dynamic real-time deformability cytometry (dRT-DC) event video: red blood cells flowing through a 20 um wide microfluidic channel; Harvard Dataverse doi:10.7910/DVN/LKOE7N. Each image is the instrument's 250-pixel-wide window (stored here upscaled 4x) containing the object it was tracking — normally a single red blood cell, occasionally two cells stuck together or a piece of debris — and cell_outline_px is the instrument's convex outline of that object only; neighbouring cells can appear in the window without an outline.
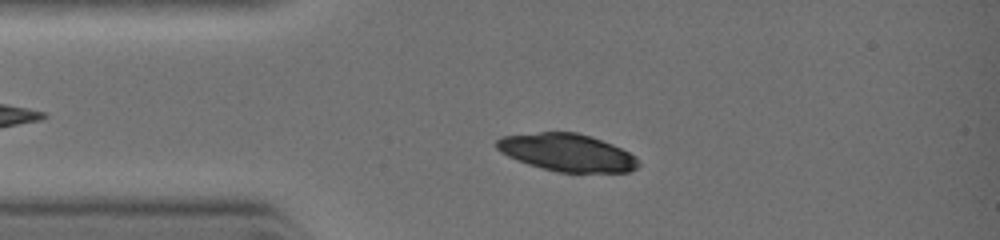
{"species": "common noctule bat (a hibernating species)", "species_latin": "Nyctalus noctula", "temperature_condition": "warm", "stored_images_in_passage": 15, "camera_frame_rate_fps": 3000, "um_per_image_px": 0.085, "animal": {"sex": "female", "body_mass_g": 19.0, "forearm_length_mm": 51.5}, "frame": {"image": 1, "passage_image": 9, "time_ms": 1.667, "image_size_px": [1000, 240], "cell_outline_px": [[640, 164], [636, 168], [628, 172], [556, 172], [528, 164], [508, 156], [500, 152], [496, 148], [496, 140], [504, 136], [540, 132], [576, 132], [612, 144], [636, 156]], "centroid_in_image_um": [48.2, 12.97], "position_along_channel_um": 36.8, "area_um2": 30.75}}